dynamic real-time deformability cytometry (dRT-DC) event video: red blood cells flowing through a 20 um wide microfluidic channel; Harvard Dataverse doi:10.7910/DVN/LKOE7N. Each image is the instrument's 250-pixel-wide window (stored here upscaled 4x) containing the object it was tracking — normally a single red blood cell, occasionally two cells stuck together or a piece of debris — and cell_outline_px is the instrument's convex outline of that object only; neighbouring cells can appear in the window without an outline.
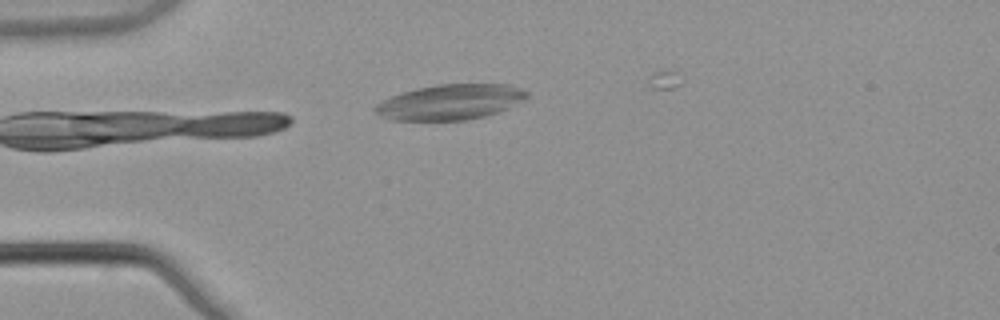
{"species": "common noctule bat (a hibernating species)", "species_latin": "Nyctalus noctula", "temperature_condition": "warm", "stored_images_in_passage": 2, "camera_frame_rate_fps": 3000, "um_per_image_px": 0.085, "animal": {"sex": "male", "body_mass_g": 21.5, "forearm_length_mm": 52.0}, "frame": {"image": 1, "passage_image": 2, "time_ms": 0.333, "image_size_px": [1000, 320], "cell_outline_px": [[528, 96], [524, 100], [508, 108], [484, 116], [468, 120], [392, 120], [380, 116], [372, 112], [372, 108], [380, 100], [404, 92], [436, 84], [508, 84], [524, 88], [528, 92]], "centroid_in_image_um": [38.26, 8.67], "position_along_channel_um": 46.7, "area_um2": 31.39}}